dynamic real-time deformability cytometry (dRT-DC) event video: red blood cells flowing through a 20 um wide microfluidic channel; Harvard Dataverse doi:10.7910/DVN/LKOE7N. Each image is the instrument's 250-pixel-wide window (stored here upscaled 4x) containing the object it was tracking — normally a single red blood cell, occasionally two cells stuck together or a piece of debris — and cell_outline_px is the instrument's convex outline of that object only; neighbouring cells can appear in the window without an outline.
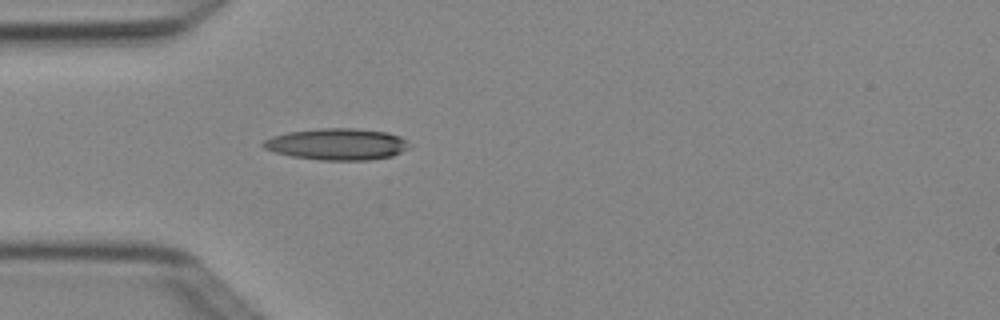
{"species": "Egyptian fruit bat (a non-hibernating species)", "species_latin": "Rousettus aegyptiacus", "temperature_condition": "cold", "stored_images_in_passage": 1, "camera_frame_rate_fps": 3000, "um_per_image_px": 0.085, "animal": {"sex": "female"}, "frame": {"image": 1, "passage_image": 1, "time_ms": 0.0, "image_size_px": [1000, 320], "cell_outline_px": [[412, 148], [392, 156], [368, 160], [320, 160], [292, 156], [276, 152], [264, 148], [260, 144], [264, 140], [272, 136], [288, 132], [316, 128], [352, 128], [388, 132], [400, 136]], "centroid_in_image_um": [28.66, 12.25], "position_along_channel_um": 56.3, "area_um2": 26.93}}